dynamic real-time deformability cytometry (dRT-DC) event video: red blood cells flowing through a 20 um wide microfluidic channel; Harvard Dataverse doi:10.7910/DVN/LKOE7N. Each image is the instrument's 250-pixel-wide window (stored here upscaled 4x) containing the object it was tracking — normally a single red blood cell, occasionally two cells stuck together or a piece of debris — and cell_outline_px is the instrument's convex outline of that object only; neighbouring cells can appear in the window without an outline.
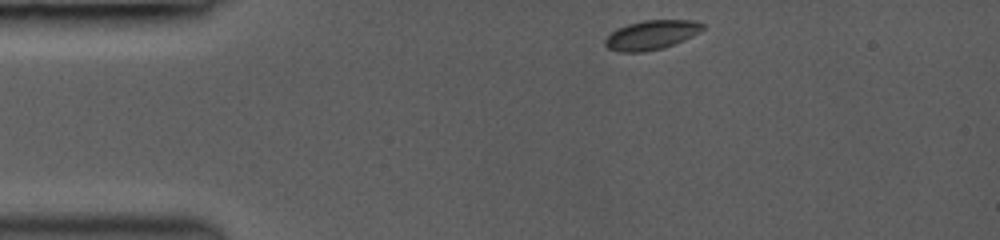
{"species": "common noctule bat (a hibernating species)", "species_latin": "Nyctalus noctula", "temperature_condition": "room temperature", "stored_images_in_passage": 33, "camera_frame_rate_fps": 3000, "um_per_image_px": 0.085, "animal": {"sex": "female", "body_mass_g": 19.0, "forearm_length_mm": 53.3}, "frame": {"image": 1, "passage_image": 1, "time_ms": 0.0, "image_size_px": [1000, 240], "cell_outline_px": [[704, 28], [700, 32], [692, 36], [664, 48], [644, 52], [620, 52], [608, 48], [604, 44], [604, 40], [616, 28], [628, 24], [644, 20], [696, 20], [704, 24]], "centroid_in_image_um": [55.37, 2.97], "position_along_channel_um": 29.6, "area_um2": 16.7}}
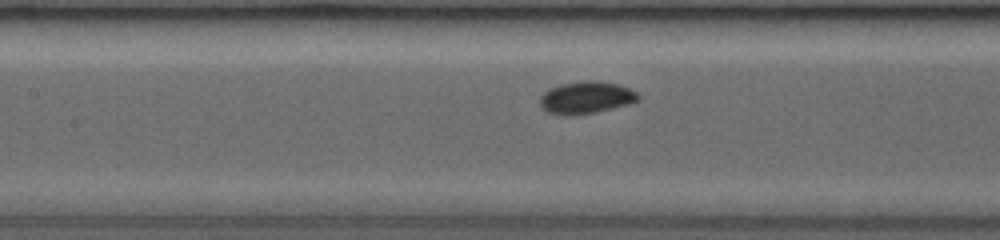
{"frame": {"image": 2, "passage_image": 13, "time_ms": 4.333, "image_size_px": [1000, 240], "cell_outline_px": [[640, 100], [628, 104], [596, 112], [572, 116], [556, 116], [548, 112], [540, 104], [540, 96], [548, 88], [560, 84], [584, 80], [600, 80], [620, 84], [636, 92], [640, 96]], "centroid_in_image_um": [49.81, 8.29], "position_along_channel_um": 157.6, "area_um2": 18.84}}
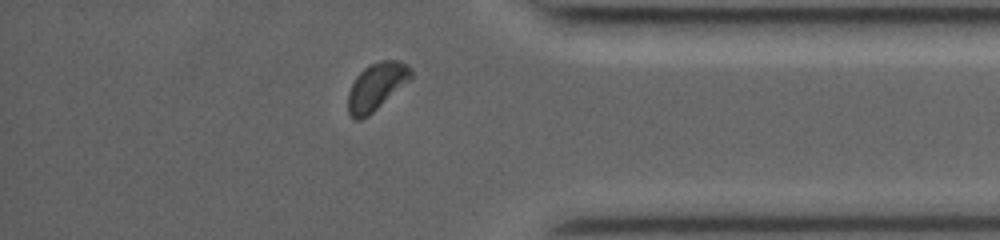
{"frame": {"image": 3, "passage_image": 29, "time_ms": 10.333, "image_size_px": [1000, 240], "cell_outline_px": [[412, 76], [408, 80], [368, 116], [360, 120], [356, 120], [348, 112], [348, 92], [356, 76], [364, 68], [380, 60], [400, 60], [408, 64], [412, 68]], "centroid_in_image_um": [31.98, 7.33], "position_along_channel_um": 403.2, "area_um2": 16.99}, "authors_computed_cell_mechanics": {"area_um2": 17.1088, "velocity_mm_per_s": 4.2042, "shape_relaxation_time_tau1_ms": 6.4261, "shape_relaxation_time_tau2_ms": null, "deformation_change_tau1": 0.157, "deformation_change_tau2": null}}